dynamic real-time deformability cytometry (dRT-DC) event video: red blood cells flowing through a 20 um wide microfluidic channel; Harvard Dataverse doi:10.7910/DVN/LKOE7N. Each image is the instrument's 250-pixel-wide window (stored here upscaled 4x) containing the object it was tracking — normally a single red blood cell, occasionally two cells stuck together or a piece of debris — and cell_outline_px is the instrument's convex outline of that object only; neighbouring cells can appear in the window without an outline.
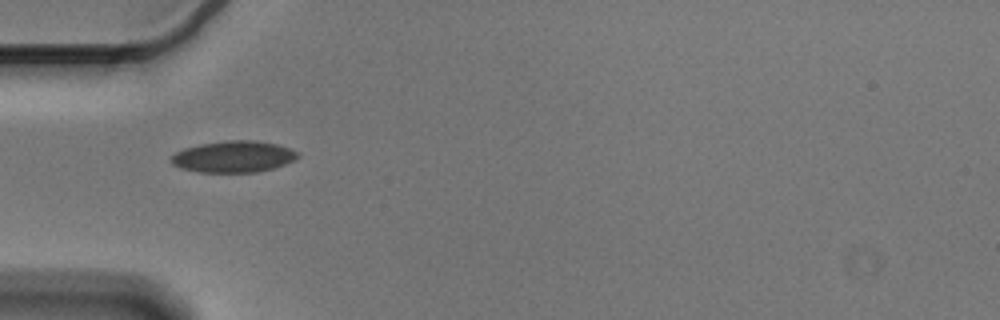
{"species": "Egyptian fruit bat (a non-hibernating species)", "species_latin": "Rousettus aegyptiacus", "temperature_condition": "cold", "stored_images_in_passage": 39, "camera_frame_rate_fps": 3000, "um_per_image_px": 0.085, "animal": {"sex": "male"}, "frame": {"image": 1, "passage_image": 1, "time_ms": 0.0, "image_size_px": [1000, 320], "cell_outline_px": [[300, 156], [296, 160], [272, 168], [256, 172], [200, 172], [180, 168], [172, 164], [168, 160], [176, 152], [184, 148], [200, 144], [224, 140], [256, 140], [276, 144], [300, 152]], "centroid_in_image_um": [19.84, 13.31], "position_along_channel_um": 65.2, "area_um2": 23.35}}
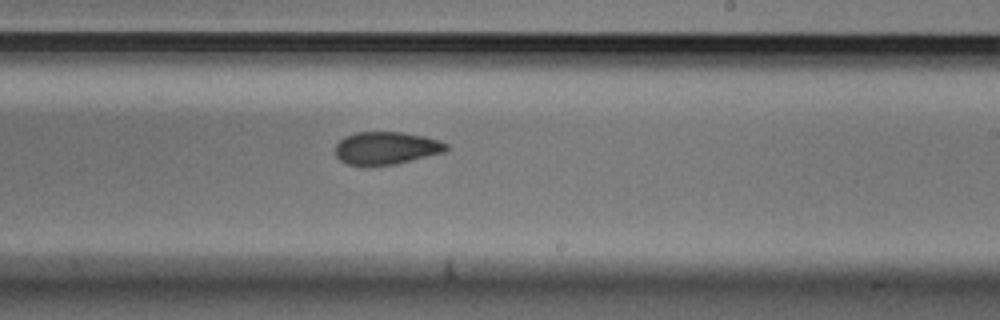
{"frame": {"image": 2, "passage_image": 17, "time_ms": 5.333, "image_size_px": [1000, 320], "cell_outline_px": [[448, 148], [444, 152], [396, 164], [368, 168], [360, 168], [348, 164], [340, 160], [336, 156], [336, 144], [344, 136], [356, 132], [400, 132], [424, 136], [440, 140], [448, 144]], "centroid_in_image_um": [32.79, 12.62], "position_along_channel_um": 256.2, "area_um2": 21.68}}
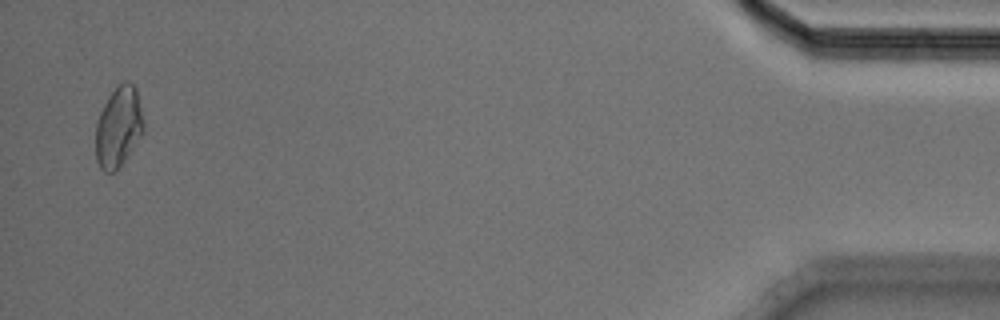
{"frame": {"image": 3, "passage_image": 38, "time_ms": 12.333, "image_size_px": [1000, 320], "cell_outline_px": [[144, 132], [116, 172], [104, 172], [100, 168], [96, 160], [96, 124], [100, 112], [108, 96], [124, 80], [128, 80], [136, 88], [144, 120]], "centroid_in_image_um": [10.08, 10.8], "position_along_channel_um": 425.1, "area_um2": 22.54}, "authors_computed_cell_mechanics": {"area_um2": 21.8484, "velocity_mm_per_s": 3.5838, "shape_relaxation_time_tau1_ms": 5.6782, "shape_relaxation_time_tau2_ms": 3.1097, "deformation_change_tau1": 0.1064, "deformation_change_tau2": 0.0833}}